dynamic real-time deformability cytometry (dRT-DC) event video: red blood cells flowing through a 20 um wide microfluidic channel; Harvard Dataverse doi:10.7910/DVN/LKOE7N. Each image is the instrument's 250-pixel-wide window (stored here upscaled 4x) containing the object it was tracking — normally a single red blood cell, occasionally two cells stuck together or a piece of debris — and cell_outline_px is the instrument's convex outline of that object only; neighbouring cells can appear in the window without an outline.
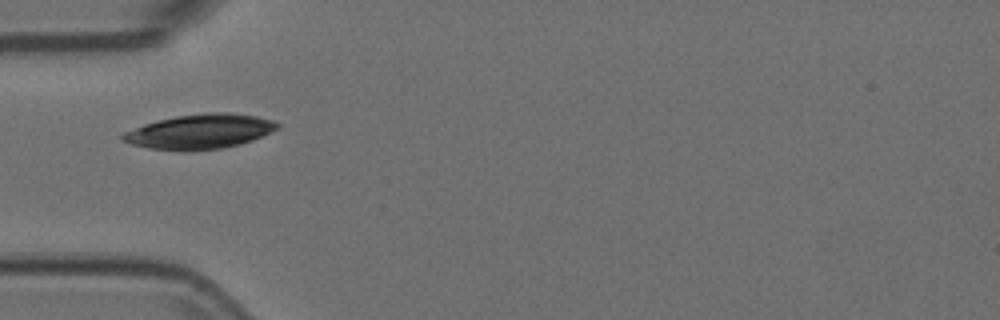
{"species": "Egyptian fruit bat (a non-hibernating species)", "species_latin": "Rousettus aegyptiacus", "temperature_condition": "room temperature", "stored_images_in_passage": 9, "camera_frame_rate_fps": 3000, "um_per_image_px": 0.085, "animal": {"sex": "female"}, "frame": {"image": 1, "passage_image": 4, "time_ms": 1.0, "image_size_px": [1000, 320], "cell_outline_px": [[280, 128], [252, 140], [240, 144], [220, 148], [184, 152], [148, 148], [132, 144], [120, 140], [120, 136], [124, 132], [144, 124], [176, 116], [204, 112], [232, 112], [256, 116], [272, 120], [280, 124]], "centroid_in_image_um": [16.98, 11.18], "position_along_channel_um": 68.0, "area_um2": 31.44}}
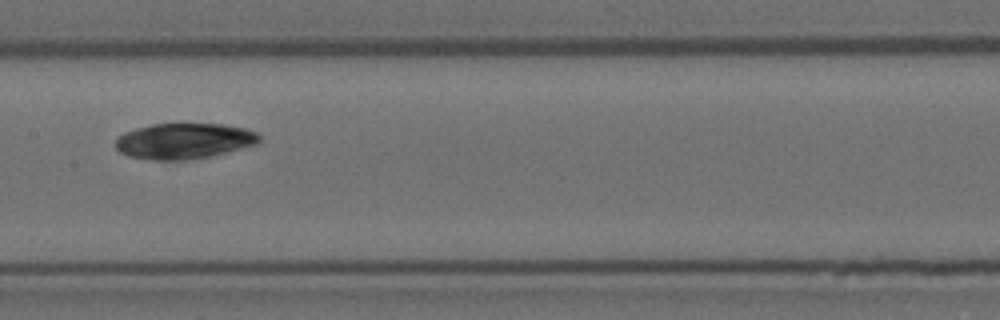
{"frame": {"image": 2, "passage_image": 7, "time_ms": 2.0, "image_size_px": [1000, 320], "cell_outline_px": [[260, 144], [208, 156], [188, 160], [152, 160], [128, 156], [120, 152], [116, 148], [116, 140], [124, 132], [136, 128], [152, 124], [180, 120], [224, 124], [244, 128], [256, 132], [260, 136]], "centroid_in_image_um": [15.66, 11.93], "position_along_channel_um": 191.7, "area_um2": 30.92}}
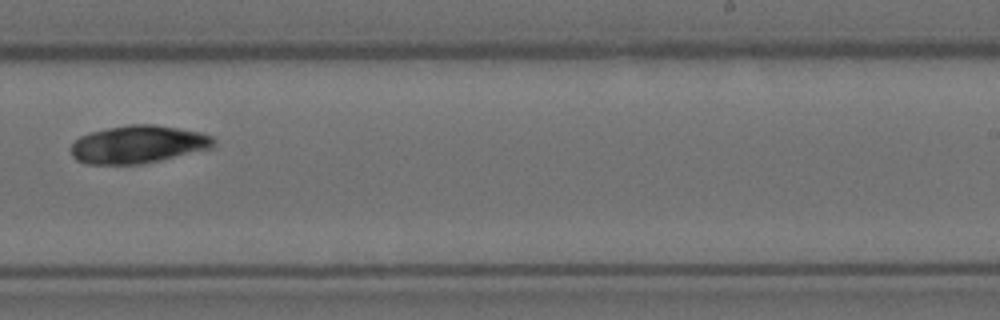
{"frame": {"image": 3, "passage_image": 9, "time_ms": 2.667, "image_size_px": [1000, 320], "cell_outline_px": [[216, 144], [212, 148], [160, 160], [140, 164], [88, 164], [76, 160], [72, 156], [72, 144], [80, 136], [92, 132], [108, 128], [128, 124], [152, 124], [200, 132], [212, 136], [216, 140]], "centroid_in_image_um": [11.76, 12.27], "position_along_channel_um": 277.2, "area_um2": 31.27}}